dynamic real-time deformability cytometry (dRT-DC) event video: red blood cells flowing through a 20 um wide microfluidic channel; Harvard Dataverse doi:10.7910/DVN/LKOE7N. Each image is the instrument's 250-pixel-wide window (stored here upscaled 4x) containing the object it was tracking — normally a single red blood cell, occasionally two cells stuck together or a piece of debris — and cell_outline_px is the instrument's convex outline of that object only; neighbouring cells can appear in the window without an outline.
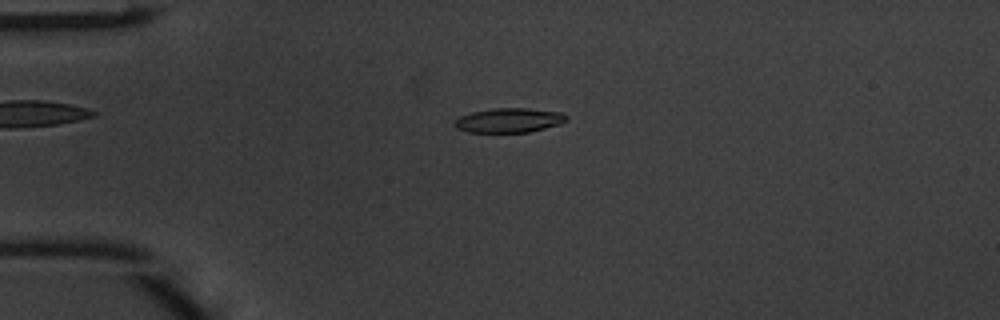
{"species": "common noctule bat (a hibernating species)", "species_latin": "Nyctalus noctula", "temperature_condition": "warm", "stored_images_in_passage": 42, "camera_frame_rate_fps": 3000, "um_per_image_px": 0.085, "animal": {"sex": "male", "body_mass_g": 20.1, "forearm_length_mm": 53.5}, "frame": {"image": 1, "passage_image": 6, "time_ms": 1.667, "image_size_px": [1000, 320], "cell_outline_px": [[568, 120], [560, 124], [528, 132], [468, 132], [456, 128], [452, 124], [460, 116], [472, 112], [492, 108], [528, 108], [564, 112], [568, 116]], "centroid_in_image_um": [43.29, 10.21], "position_along_channel_um": 41.7, "area_um2": 16.07}}
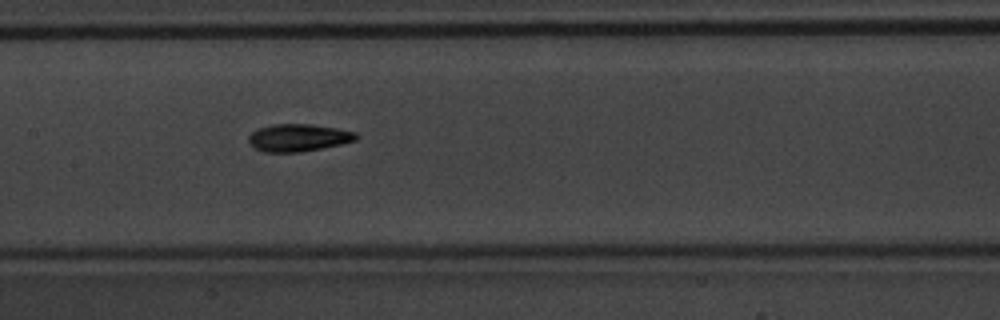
{"frame": {"image": 2, "passage_image": 18, "time_ms": 5.667, "image_size_px": [1000, 320], "cell_outline_px": [[360, 136], [356, 140], [324, 148], [300, 152], [264, 152], [256, 148], [248, 140], [248, 136], [252, 132], [260, 128], [272, 124], [308, 124], [336, 128], [356, 132]], "centroid_in_image_um": [25.39, 11.7], "position_along_channel_um": 182.0, "area_um2": 17.11}}
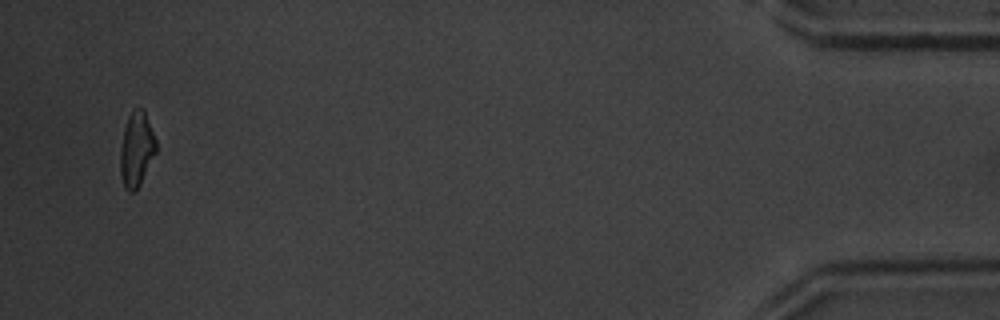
{"frame": {"image": 3, "passage_image": 41, "time_ms": 13.333, "image_size_px": [1000, 320], "cell_outline_px": [[156, 152], [140, 184], [132, 192], [128, 192], [124, 188], [120, 172], [120, 148], [124, 128], [128, 116], [132, 112], [140, 108], [144, 108], [156, 140]], "centroid_in_image_um": [11.59, 12.69], "position_along_channel_um": 423.6, "area_um2": 15.49}, "authors_computed_cell_mechanics": {"area_um2": 16.3574, "velocity_mm_per_s": 4.1748, "shape_relaxation_time_tau1_ms": 3.4177, "shape_relaxation_time_tau2_ms": 4.3585, "deformation_change_tau1": 0.1387, "deformation_change_tau2": 0.1253}}